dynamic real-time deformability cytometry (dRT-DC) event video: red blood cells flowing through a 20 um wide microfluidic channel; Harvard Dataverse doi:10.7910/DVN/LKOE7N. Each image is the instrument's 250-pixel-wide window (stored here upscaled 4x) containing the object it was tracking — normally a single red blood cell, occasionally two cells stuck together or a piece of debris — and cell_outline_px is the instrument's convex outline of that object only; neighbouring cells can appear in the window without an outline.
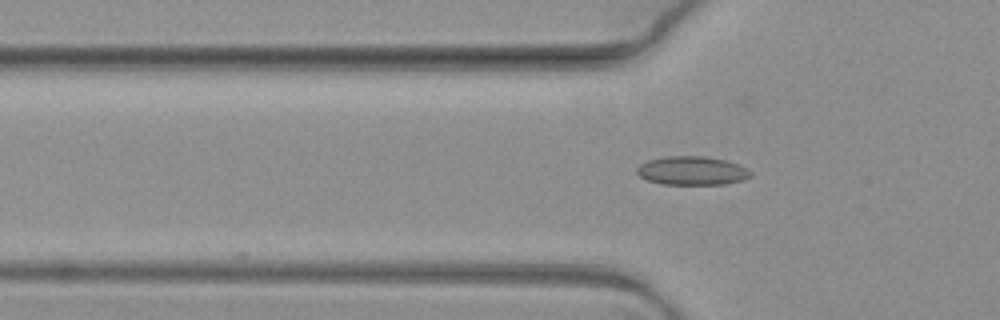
{"species": "common noctule bat (a hibernating species)", "species_latin": "Nyctalus noctula", "temperature_condition": "warm", "stored_images_in_passage": 6, "camera_frame_rate_fps": 3000, "um_per_image_px": 0.085, "animal": {"sex": "female", "body_mass_g": 19.3, "forearm_length_mm": 54.1}, "frame": {"image": 1, "passage_image": 6, "time_ms": 1.667, "image_size_px": [1000, 320], "cell_outline_px": [[752, 176], [744, 180], [724, 184], [660, 184], [648, 180], [640, 176], [636, 172], [636, 168], [640, 164], [648, 160], [664, 156], [704, 156], [724, 160], [736, 164], [752, 172]], "centroid_in_image_um": [58.79, 14.51], "position_along_channel_um": 67.0, "area_um2": 18.96}}